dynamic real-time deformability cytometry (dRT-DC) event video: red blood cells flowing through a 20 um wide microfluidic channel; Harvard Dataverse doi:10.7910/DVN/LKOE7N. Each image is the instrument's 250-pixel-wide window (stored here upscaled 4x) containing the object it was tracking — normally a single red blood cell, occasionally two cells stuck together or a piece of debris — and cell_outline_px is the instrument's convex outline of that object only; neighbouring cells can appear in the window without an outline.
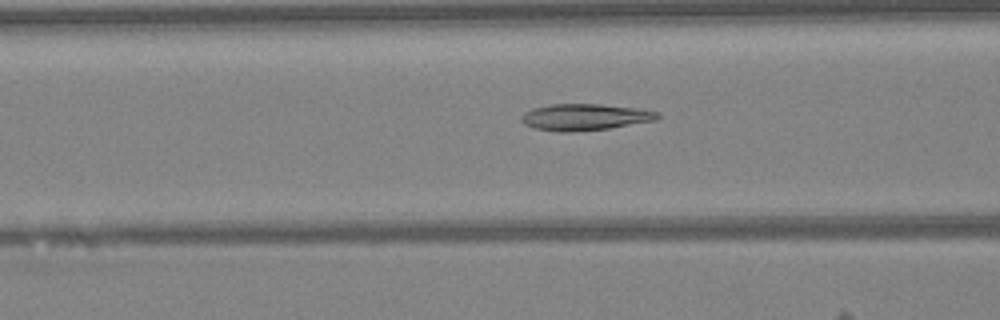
{"species": "Egyptian fruit bat (a non-hibernating species)", "species_latin": "Rousettus aegyptiacus", "temperature_condition": "warm", "stored_images_in_passage": 35, "camera_frame_rate_fps": 3000, "um_per_image_px": 0.085, "animal": {"sex": "female"}, "frame": {"image": 1, "passage_image": 6, "time_ms": 1.667, "image_size_px": [1000, 320], "cell_outline_px": [[660, 116], [656, 120], [608, 128], [572, 132], [560, 132], [536, 128], [524, 124], [520, 120], [520, 116], [524, 112], [532, 108], [548, 104], [600, 104], [640, 108], [660, 112]], "centroid_in_image_um": [49.7, 9.94], "position_along_channel_um": 116.9, "area_um2": 21.15}}
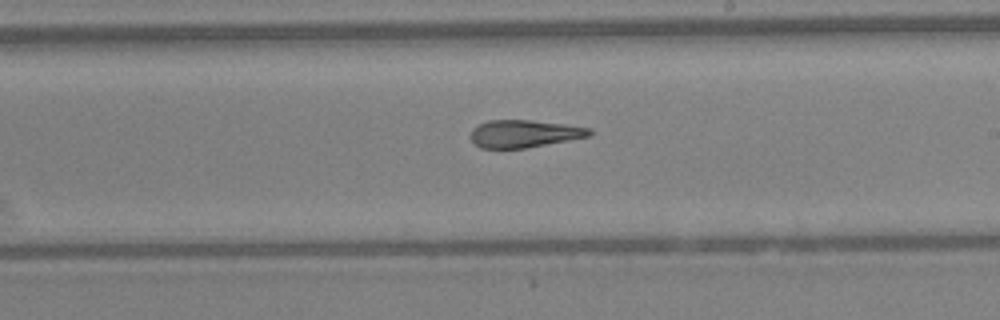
{"frame": {"image": 2, "passage_image": 15, "time_ms": 4.667, "image_size_px": [1000, 320], "cell_outline_px": [[592, 136], [524, 148], [480, 148], [472, 140], [472, 128], [488, 120], [528, 120], [564, 124], [592, 128]], "centroid_in_image_um": [44.59, 11.36], "position_along_channel_um": 244.4, "area_um2": 18.9}}
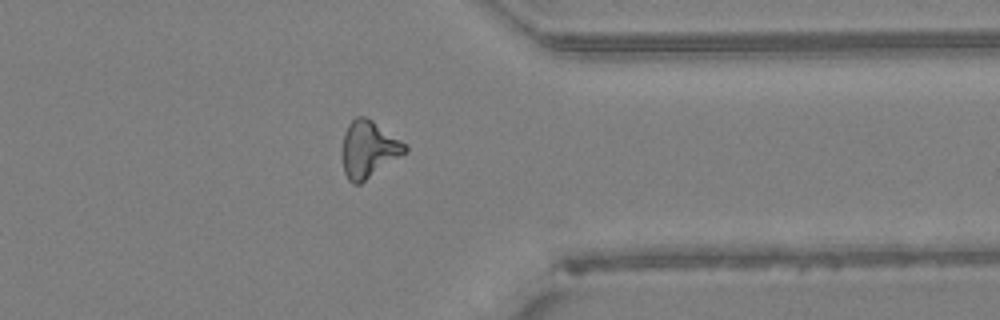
{"frame": {"image": 3, "passage_image": 25, "time_ms": 8.0, "image_size_px": [1000, 320], "cell_outline_px": [[408, 152], [360, 184], [352, 184], [348, 180], [344, 172], [340, 152], [344, 132], [348, 124], [356, 116], [364, 116], [372, 120], [404, 144], [408, 148]], "centroid_in_image_um": [31.28, 12.71], "position_along_channel_um": 380.1, "area_um2": 20.92}, "authors_computed_cell_mechanics": {"area_um2": 19.9988, "velocity_mm_per_s": 4.2788, "shape_relaxation_time_tau1_ms": null, "shape_relaxation_time_tau2_ms": 3.5526, "deformation_change_tau1": null, "deformation_change_tau2": 0.0974}}